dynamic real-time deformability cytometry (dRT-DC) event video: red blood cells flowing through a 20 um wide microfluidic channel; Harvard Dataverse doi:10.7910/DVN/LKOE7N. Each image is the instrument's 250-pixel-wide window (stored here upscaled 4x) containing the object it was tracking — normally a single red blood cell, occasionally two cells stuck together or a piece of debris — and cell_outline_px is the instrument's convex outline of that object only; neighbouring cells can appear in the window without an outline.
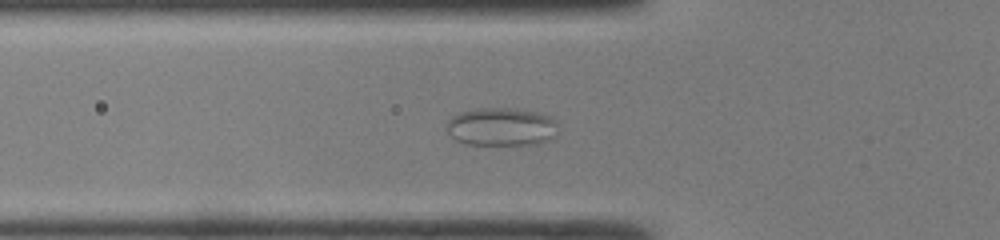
{"species": "common noctule bat (a hibernating species)", "species_latin": "Nyctalus noctula", "temperature_condition": "room temperature", "stored_images_in_passage": 37, "camera_frame_rate_fps": 3000, "um_per_image_px": 0.085, "animal": {"sex": "male", "body_mass_g": 19.0, "forearm_length_mm": 50.8}, "frame": {"image": 1, "passage_image": 6, "time_ms": 1.667, "image_size_px": [1000, 240], "cell_outline_px": [[556, 136], [552, 140], [540, 144], [464, 144], [456, 140], [448, 132], [448, 120], [452, 116], [460, 112], [476, 108], [516, 108], [540, 112], [556, 120]], "centroid_in_image_um": [42.66, 10.77], "position_along_channel_um": 83.1, "area_um2": 25.03}}
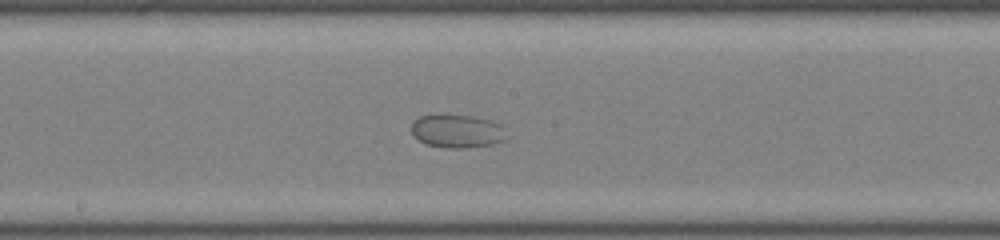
{"frame": {"image": 2, "passage_image": 15, "time_ms": 4.667, "image_size_px": [1000, 240], "cell_outline_px": [[508, 136], [504, 140], [492, 144], [464, 148], [444, 148], [424, 144], [412, 132], [412, 124], [420, 116], [472, 116], [504, 124]], "centroid_in_image_um": [38.93, 11.17], "position_along_channel_um": 209.3, "area_um2": 18.26}}
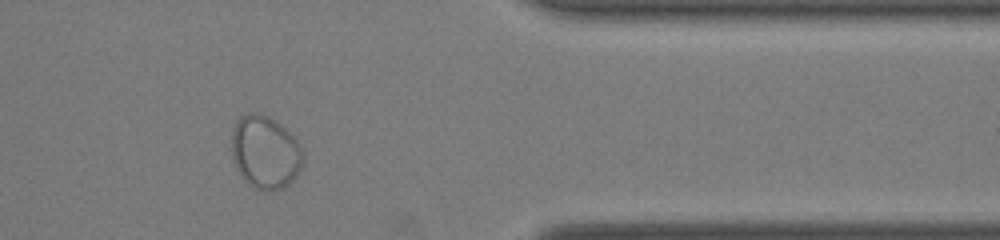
{"frame": {"image": 3, "passage_image": 29, "time_ms": 9.333, "image_size_px": [1000, 240], "cell_outline_px": [[304, 160], [296, 176], [288, 184], [280, 188], [252, 188], [240, 176], [236, 168], [232, 156], [232, 128], [236, 120], [244, 112], [256, 112], [268, 116], [276, 120], [296, 136], [304, 152]], "centroid_in_image_um": [22.54, 12.87], "position_along_channel_um": 388.9, "area_um2": 30.81}}